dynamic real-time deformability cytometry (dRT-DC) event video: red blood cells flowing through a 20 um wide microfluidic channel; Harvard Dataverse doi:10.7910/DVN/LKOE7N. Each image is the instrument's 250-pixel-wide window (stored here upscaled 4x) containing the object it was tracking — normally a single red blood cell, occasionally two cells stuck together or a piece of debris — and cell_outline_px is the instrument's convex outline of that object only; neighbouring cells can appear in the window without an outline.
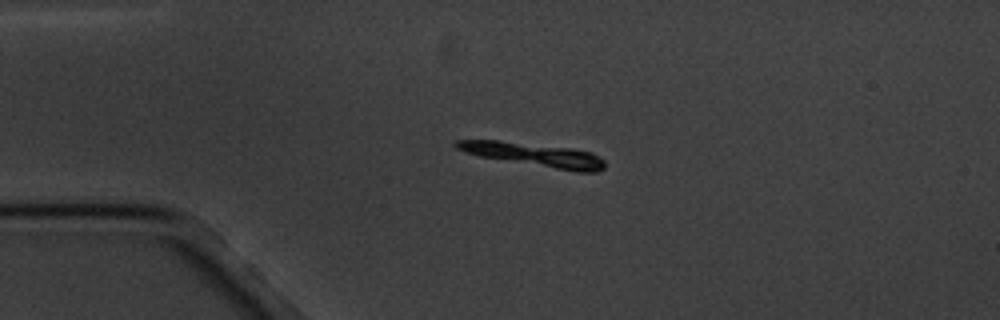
{"species": "common noctule bat (a hibernating species)", "species_latin": "Nyctalus noctula", "temperature_condition": "cold", "stored_images_in_passage": 4, "camera_frame_rate_fps": 3000, "um_per_image_px": 0.085, "animal": {"sex": "male", "body_mass_g": 20.1, "forearm_length_mm": 53.5}, "frame": {"image": 1, "passage_image": 3, "time_ms": 2.333, "image_size_px": [1000, 320], "cell_outline_px": [[604, 168], [596, 172], [576, 172], [480, 156], [464, 152], [456, 148], [452, 144], [456, 140], [496, 140], [572, 148], [592, 152], [604, 160]], "centroid_in_image_um": [45.41, 13.15], "position_along_channel_um": 39.6, "area_um2": 20.29}}